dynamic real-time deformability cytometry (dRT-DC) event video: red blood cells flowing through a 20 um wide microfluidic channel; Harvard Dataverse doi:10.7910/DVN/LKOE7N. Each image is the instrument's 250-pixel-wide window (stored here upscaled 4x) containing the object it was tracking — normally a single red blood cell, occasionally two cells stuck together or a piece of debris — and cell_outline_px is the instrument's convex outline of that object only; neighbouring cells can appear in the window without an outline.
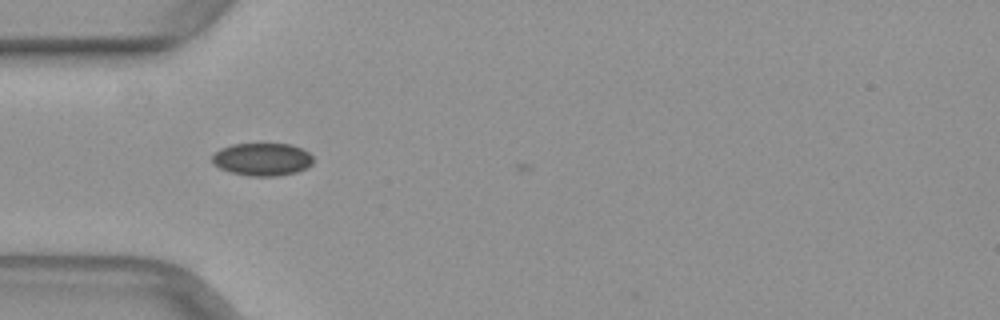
{"species": "common noctule bat (a hibernating species)", "species_latin": "Nyctalus noctula", "temperature_condition": "warm", "stored_images_in_passage": 2, "camera_frame_rate_fps": 3000, "um_per_image_px": 0.085, "animal": {"sex": "female", "body_mass_g": 29.2, "forearm_length_mm": 56.3}, "frame": {"image": 1, "passage_image": 1, "time_ms": 0.0, "image_size_px": [1000, 320], "cell_outline_px": [[312, 164], [308, 168], [296, 172], [276, 176], [248, 176], [228, 172], [212, 164], [212, 156], [220, 148], [232, 144], [292, 144], [308, 152], [312, 156]], "centroid_in_image_um": [22.27, 13.55], "position_along_channel_um": 62.7, "area_um2": 19.42}}